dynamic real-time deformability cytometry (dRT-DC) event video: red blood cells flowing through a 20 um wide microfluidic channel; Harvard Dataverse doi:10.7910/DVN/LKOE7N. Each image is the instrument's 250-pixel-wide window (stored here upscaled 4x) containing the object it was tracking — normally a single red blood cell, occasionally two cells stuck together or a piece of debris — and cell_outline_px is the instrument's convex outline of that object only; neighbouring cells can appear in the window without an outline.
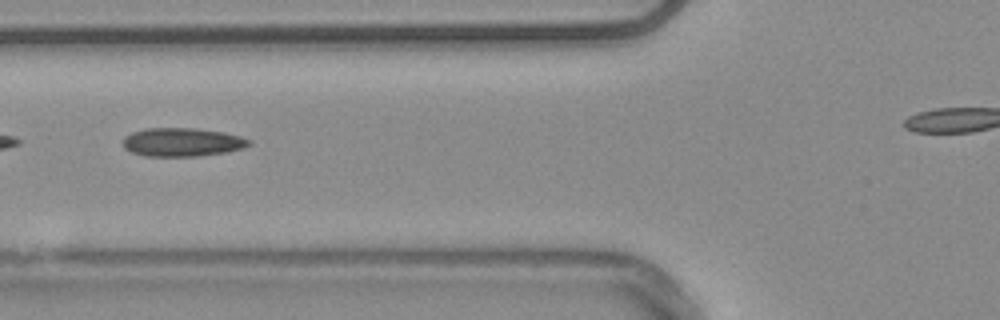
{"species": "common noctule bat (a hibernating species)", "species_latin": "Nyctalus noctula", "temperature_condition": "warm", "stored_images_in_passage": 12, "camera_frame_rate_fps": 3000, "um_per_image_px": 0.085, "animal": {"sex": "male", "body_mass_g": 20.4}, "frame": {"image": 1, "passage_image": 6, "time_ms": 1.667, "image_size_px": [1000, 320], "cell_outline_px": [[252, 144], [244, 148], [228, 152], [196, 156], [144, 156], [132, 152], [124, 148], [124, 136], [132, 132], [144, 128], [196, 128], [224, 132], [240, 136], [252, 140]], "centroid_in_image_um": [15.52, 12.08], "position_along_channel_um": 110.3, "area_um2": 21.15}}